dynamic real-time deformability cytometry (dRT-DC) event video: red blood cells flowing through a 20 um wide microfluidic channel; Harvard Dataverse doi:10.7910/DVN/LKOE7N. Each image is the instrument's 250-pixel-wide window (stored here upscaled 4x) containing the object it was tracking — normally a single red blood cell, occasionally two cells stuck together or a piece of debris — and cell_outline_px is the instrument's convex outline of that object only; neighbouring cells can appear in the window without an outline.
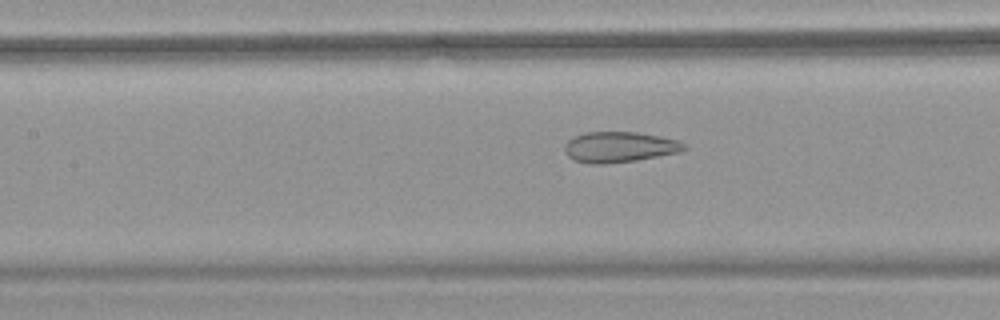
{"species": "common noctule bat (a hibernating species)", "species_latin": "Nyctalus noctula", "temperature_condition": "warm", "stored_images_in_passage": 54, "camera_frame_rate_fps": 3000, "um_per_image_px": 0.085, "animal": {"sex": "female", "body_mass_g": 18.4}, "frame": {"image": 1, "passage_image": 25, "time_ms": 8.0, "image_size_px": [1000, 320], "cell_outline_px": [[688, 148], [680, 152], [636, 160], [604, 164], [592, 164], [572, 160], [564, 152], [564, 144], [568, 140], [584, 132], [636, 132], [660, 136], [676, 140], [684, 144]], "centroid_in_image_um": [52.61, 12.5], "position_along_channel_um": 154.8, "area_um2": 21.33}}
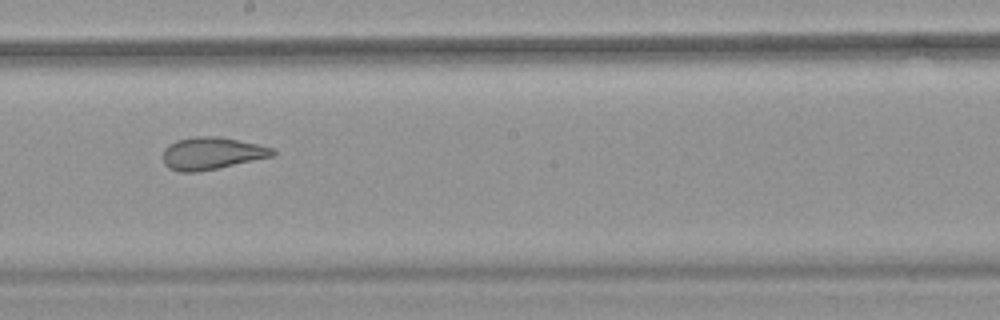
{"frame": {"image": 2, "passage_image": 31, "time_ms": 10.0, "image_size_px": [1000, 320], "cell_outline_px": [[276, 156], [196, 172], [180, 172], [168, 168], [164, 164], [164, 148], [168, 144], [176, 140], [196, 136], [220, 136], [276, 148]], "centroid_in_image_um": [18.02, 13.02], "position_along_channel_um": 230.2, "area_um2": 20.81}}
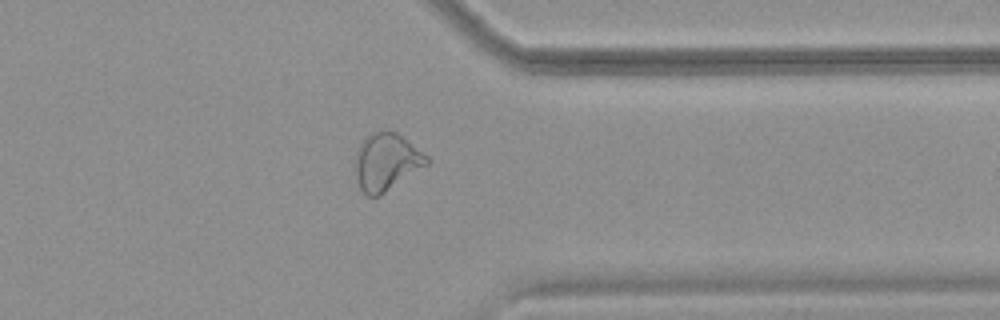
{"frame": {"image": 3, "passage_image": 43, "time_ms": 14.0, "image_size_px": [1000, 320], "cell_outline_px": [[432, 160], [428, 164], [380, 196], [368, 196], [360, 188], [356, 176], [356, 152], [360, 140], [372, 132], [384, 128], [388, 128], [396, 132], [428, 156]], "centroid_in_image_um": [32.84, 13.72], "position_along_channel_um": 378.6, "area_um2": 24.1}, "authors_computed_cell_mechanics": {"area_um2": 26.1834, "velocity_mm_per_s": 3.7966, "shape_relaxation_time_tau1_ms": null, "shape_relaxation_time_tau2_ms": 1.2517, "deformation_change_tau1": null, "deformation_change_tau2": 0.0921}}